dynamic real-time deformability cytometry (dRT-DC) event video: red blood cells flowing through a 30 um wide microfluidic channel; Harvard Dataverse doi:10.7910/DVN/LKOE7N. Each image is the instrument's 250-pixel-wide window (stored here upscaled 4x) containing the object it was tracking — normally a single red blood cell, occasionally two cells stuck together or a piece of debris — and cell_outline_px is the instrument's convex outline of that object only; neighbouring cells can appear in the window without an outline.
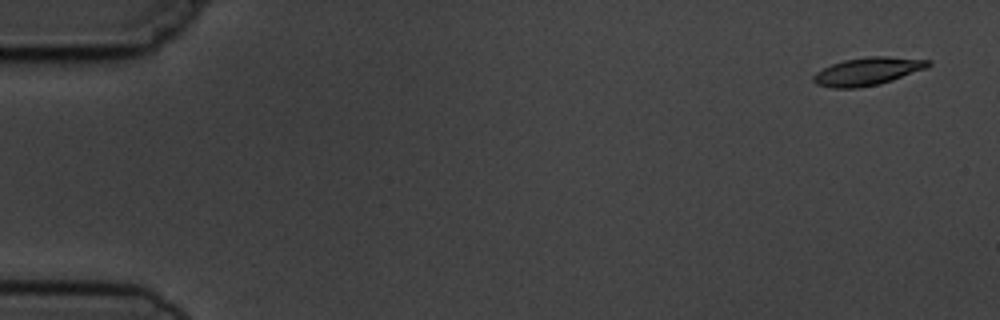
{"species": "common noctule bat (a hibernating species)", "species_latin": "Nyctalus noctula", "temperature_condition": "cold", "stored_images_in_passage": 4, "camera_frame_rate_fps": 3000, "um_per_image_px": 0.085, "animal": {"sex": "male", "body_mass_g": 19.5, "forearm_length_mm": 54.6}, "frame": {"image": 1, "passage_image": 1, "time_ms": 0.0, "image_size_px": [1000, 320], "cell_outline_px": [[932, 64], [928, 68], [880, 84], [860, 88], [832, 88], [816, 84], [812, 80], [812, 76], [816, 72], [832, 64], [844, 60], [868, 56], [888, 56], [932, 60]], "centroid_in_image_um": [73.77, 6.06], "position_along_channel_um": 11.2, "area_um2": 18.84}}
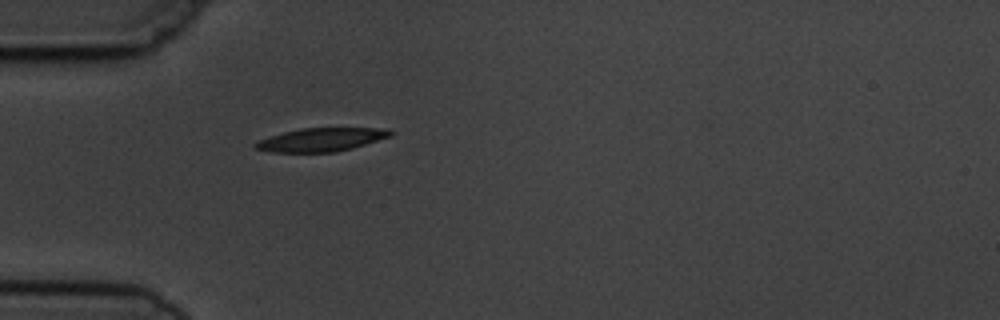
{"frame": {"image": 2, "passage_image": 4, "time_ms": 4.667, "image_size_px": [1000, 320], "cell_outline_px": [[396, 132], [392, 136], [352, 148], [332, 152], [272, 152], [256, 148], [252, 144], [260, 140], [284, 132], [300, 128], [388, 128]], "centroid_in_image_um": [27.37, 11.86], "position_along_channel_um": 57.6, "area_um2": 18.32}}